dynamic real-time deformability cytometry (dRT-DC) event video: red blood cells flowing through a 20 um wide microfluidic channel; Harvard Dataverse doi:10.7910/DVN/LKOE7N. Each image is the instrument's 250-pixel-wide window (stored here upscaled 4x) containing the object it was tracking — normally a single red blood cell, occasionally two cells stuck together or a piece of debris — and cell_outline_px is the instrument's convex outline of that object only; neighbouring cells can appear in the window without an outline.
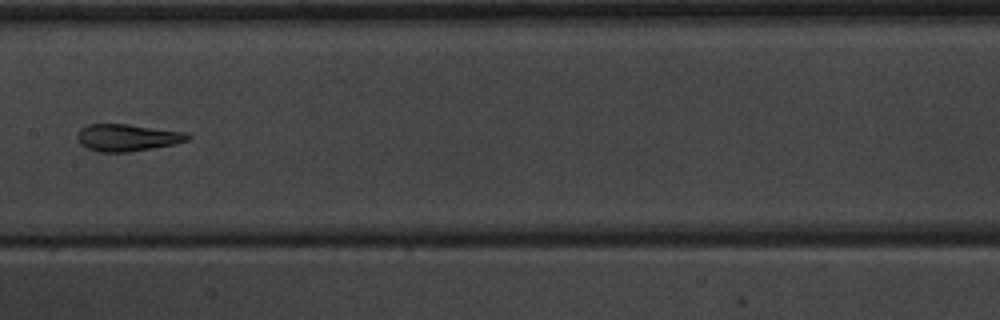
{"species": "common noctule bat (a hibernating species)", "species_latin": "Nyctalus noctula", "temperature_condition": "warm", "stored_images_in_passage": 8, "camera_frame_rate_fps": 3000, "um_per_image_px": 0.085, "animal": {"sex": "male", "body_mass_g": 20.1, "forearm_length_mm": 53.5}, "frame": {"image": 1, "passage_image": 8, "time_ms": 8.333, "image_size_px": [1000, 320], "cell_outline_px": [[192, 136], [188, 140], [172, 144], [152, 148], [128, 152], [100, 152], [88, 148], [80, 144], [76, 136], [80, 128], [88, 124], [128, 124], [184, 132]], "centroid_in_image_um": [10.78, 11.69], "position_along_channel_um": 196.6, "area_um2": 17.28}}